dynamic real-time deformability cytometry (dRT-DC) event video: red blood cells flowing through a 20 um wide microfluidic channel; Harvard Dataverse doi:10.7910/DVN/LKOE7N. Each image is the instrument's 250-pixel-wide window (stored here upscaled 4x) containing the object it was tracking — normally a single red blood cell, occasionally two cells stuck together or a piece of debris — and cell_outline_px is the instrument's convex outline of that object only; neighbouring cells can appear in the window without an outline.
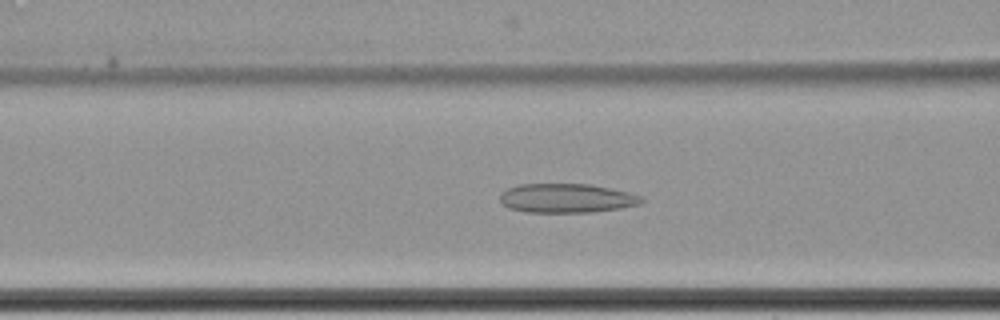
{"species": "common noctule bat (a hibernating species)", "species_latin": "Nyctalus noctula", "temperature_condition": "cold", "stored_images_in_passage": 65, "camera_frame_rate_fps": 3000, "um_per_image_px": 0.085, "animal": {"sex": "female", "body_mass_g": 22.7, "forearm_length_mm": 54.2}, "frame": {"image": 1, "passage_image": 30, "time_ms": 9.667, "image_size_px": [1000, 320], "cell_outline_px": [[644, 200], [640, 204], [620, 208], [592, 212], [524, 212], [508, 208], [500, 204], [500, 192], [508, 188], [520, 184], [592, 184], [628, 192], [640, 196]], "centroid_in_image_um": [48.11, 16.85], "position_along_channel_um": 118.5, "area_um2": 24.16}}
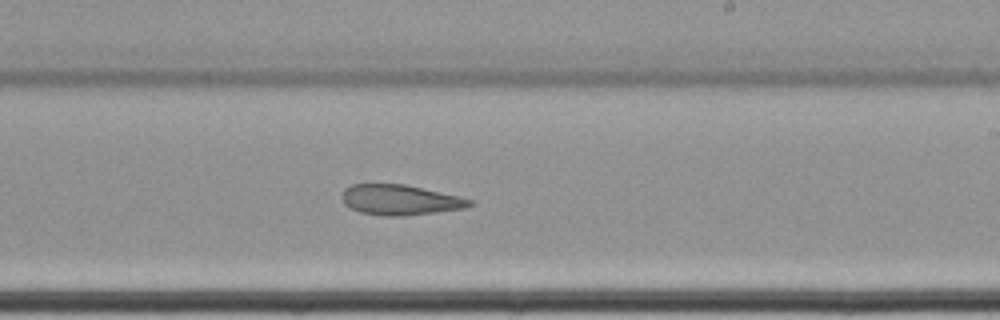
{"frame": {"image": 2, "passage_image": 42, "time_ms": 13.667, "image_size_px": [1000, 320], "cell_outline_px": [[476, 204], [464, 208], [436, 212], [404, 216], [384, 216], [360, 212], [344, 204], [340, 196], [344, 188], [352, 184], [404, 184], [460, 196], [472, 200]], "centroid_in_image_um": [34.0, 16.99], "position_along_channel_um": 255.0, "area_um2": 22.66}}
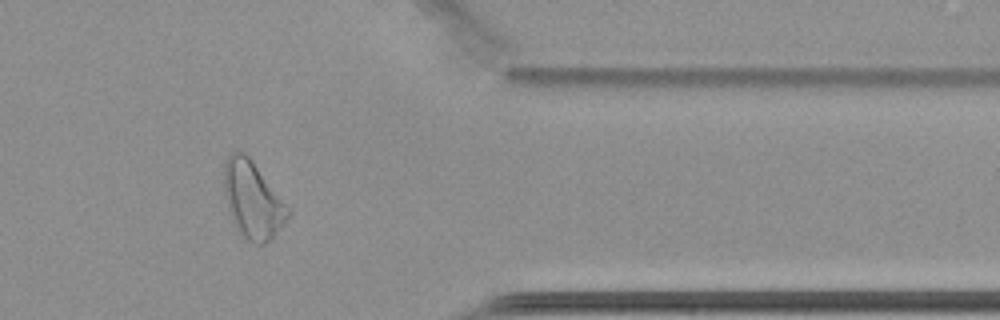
{"frame": {"image": 3, "passage_image": 55, "time_ms": 18.0, "image_size_px": [1000, 320], "cell_outline_px": [[292, 212], [272, 236], [264, 244], [260, 244], [244, 240], [236, 228], [228, 208], [224, 188], [224, 164], [228, 156], [232, 152], [244, 152], [252, 160]], "centroid_in_image_um": [21.45, 16.99], "position_along_channel_um": 390.0, "area_um2": 28.09}, "authors_computed_cell_mechanics": {"area_um2": 29.0156, "velocity_mm_per_s": 3.4166, "shape_relaxation_time_tau1_ms": null, "shape_relaxation_time_tau2_ms": 6.7984, "deformation_change_tau1": null, "deformation_change_tau2": 0.141}}